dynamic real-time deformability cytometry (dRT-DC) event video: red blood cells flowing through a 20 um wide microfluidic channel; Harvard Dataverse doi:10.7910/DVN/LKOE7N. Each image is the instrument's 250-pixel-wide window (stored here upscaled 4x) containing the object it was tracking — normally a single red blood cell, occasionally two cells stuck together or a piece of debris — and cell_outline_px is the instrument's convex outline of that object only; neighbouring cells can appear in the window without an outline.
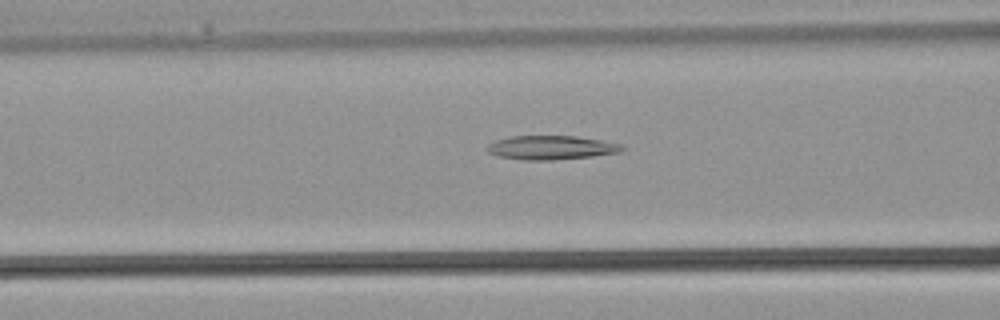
{"species": "common noctule bat (a hibernating species)", "species_latin": "Nyctalus noctula", "temperature_condition": "warm", "stored_images_in_passage": 35, "camera_frame_rate_fps": 3000, "um_per_image_px": 0.085, "animal": {"sex": "male", "body_mass_g": 21.5, "forearm_length_mm": 52.0}, "frame": {"image": 1, "passage_image": 14, "time_ms": 4.333, "image_size_px": [1000, 320], "cell_outline_px": [[624, 148], [620, 152], [592, 156], [552, 160], [524, 160], [500, 156], [488, 152], [488, 144], [496, 140], [512, 136], [576, 136], [600, 140], [620, 144]], "centroid_in_image_um": [46.85, 12.54], "position_along_channel_um": 119.8, "area_um2": 18.55}}
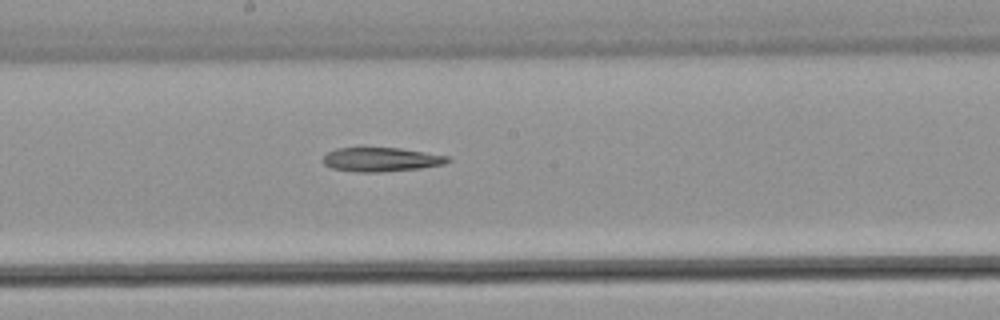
{"frame": {"image": 2, "passage_image": 19, "time_ms": 6.0, "image_size_px": [1000, 320], "cell_outline_px": [[452, 160], [444, 164], [420, 168], [380, 172], [356, 172], [332, 168], [324, 164], [320, 160], [328, 152], [336, 148], [400, 148], [448, 156]], "centroid_in_image_um": [32.37, 13.56], "position_along_channel_um": 215.8, "area_um2": 17.46}}
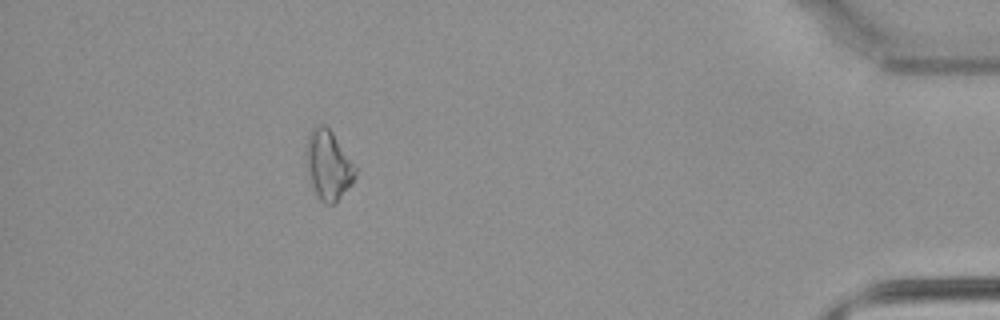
{"frame": {"image": 3, "passage_image": 32, "time_ms": 10.333, "image_size_px": [1000, 320], "cell_outline_px": [[356, 176], [352, 184], [336, 204], [324, 204], [320, 200], [312, 184], [308, 172], [304, 156], [304, 152], [308, 136], [312, 128], [316, 124], [324, 124], [332, 132], [356, 168]], "centroid_in_image_um": [27.89, 14.04], "position_along_channel_um": 407.3, "area_um2": 19.94}}